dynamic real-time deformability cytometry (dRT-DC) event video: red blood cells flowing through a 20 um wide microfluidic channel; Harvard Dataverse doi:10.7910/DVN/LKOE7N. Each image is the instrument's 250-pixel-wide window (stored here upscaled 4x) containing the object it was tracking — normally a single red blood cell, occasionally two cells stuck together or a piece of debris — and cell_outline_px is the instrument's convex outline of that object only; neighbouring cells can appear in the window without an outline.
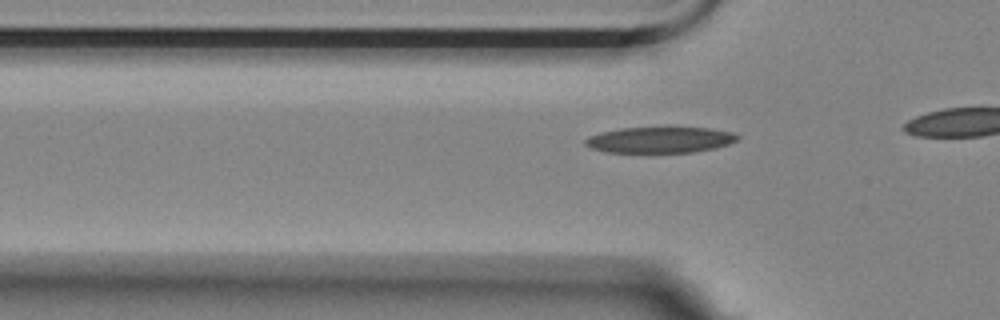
{"species": "Egyptian fruit bat (a non-hibernating species)", "species_latin": "Rousettus aegyptiacus", "temperature_condition": "room temperature", "stored_images_in_passage": 10, "camera_frame_rate_fps": 3000, "um_per_image_px": 0.085, "animal": {"sex": "female"}, "frame": {"image": 1, "passage_image": 4, "time_ms": 1.0, "image_size_px": [1000, 320], "cell_outline_px": [[740, 136], [736, 140], [728, 144], [716, 148], [692, 152], [608, 152], [592, 148], [584, 144], [584, 140], [588, 136], [600, 132], [620, 128], [708, 128], [732, 132]], "centroid_in_image_um": [56.08, 11.89], "position_along_channel_um": 69.7, "area_um2": 22.83}}
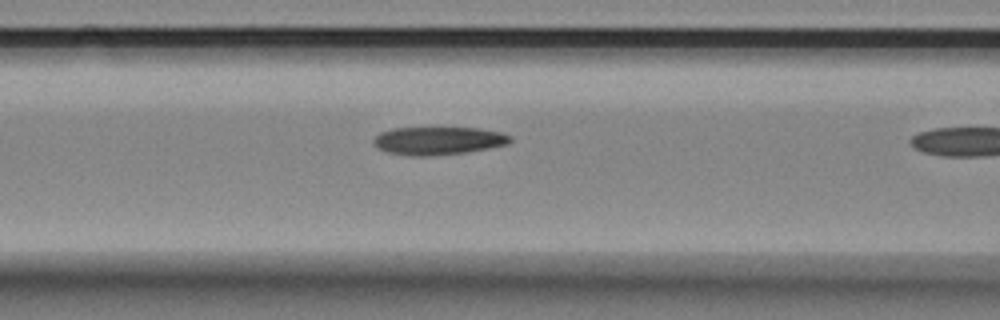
{"frame": {"image": 2, "passage_image": 9, "time_ms": 2.667, "image_size_px": [1000, 320], "cell_outline_px": [[512, 140], [508, 144], [488, 148], [464, 152], [432, 156], [408, 156], [388, 152], [376, 148], [372, 144], [372, 140], [380, 132], [392, 128], [480, 128], [504, 132], [512, 136]], "centroid_in_image_um": [37.24, 11.96], "position_along_channel_um": 129.4, "area_um2": 22.54}}